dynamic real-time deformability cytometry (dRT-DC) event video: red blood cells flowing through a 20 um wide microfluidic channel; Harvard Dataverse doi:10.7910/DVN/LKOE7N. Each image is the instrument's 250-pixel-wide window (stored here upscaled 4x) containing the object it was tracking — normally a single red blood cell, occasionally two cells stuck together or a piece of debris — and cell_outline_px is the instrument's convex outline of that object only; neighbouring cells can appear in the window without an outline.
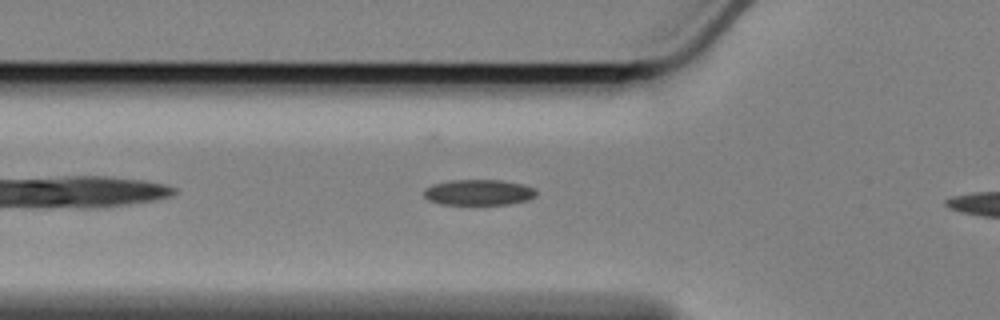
{"species": "Egyptian fruit bat (a non-hibernating species)", "species_latin": "Rousettus aegyptiacus", "temperature_condition": "cold", "stored_images_in_passage": 6, "camera_frame_rate_fps": 3000, "um_per_image_px": 0.085, "animal": {"sex": "female"}, "frame": {"image": 1, "passage_image": 4, "time_ms": 1.0, "image_size_px": [1000, 320], "cell_outline_px": [[536, 196], [528, 200], [508, 204], [440, 204], [428, 200], [424, 196], [424, 188], [432, 184], [452, 180], [504, 180], [524, 184], [536, 188]], "centroid_in_image_um": [40.7, 16.34], "position_along_channel_um": 85.1, "area_um2": 16.99}}